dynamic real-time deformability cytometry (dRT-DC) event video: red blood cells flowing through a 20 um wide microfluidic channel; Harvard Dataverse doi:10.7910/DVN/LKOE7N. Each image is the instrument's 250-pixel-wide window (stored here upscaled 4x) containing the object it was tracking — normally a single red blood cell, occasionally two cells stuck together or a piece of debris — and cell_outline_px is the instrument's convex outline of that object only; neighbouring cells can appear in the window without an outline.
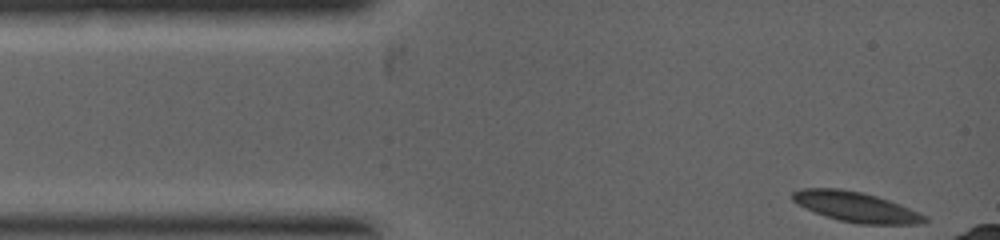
{"species": "common noctule bat (a hibernating species)", "species_latin": "Nyctalus noctula", "temperature_condition": "warm", "stored_images_in_passage": 6, "camera_frame_rate_fps": 5000, "um_per_image_px": 0.085, "animal": {"sex": "female", "body_mass_g": 19.0, "forearm_length_mm": 53.3}, "frame": {"image": 1, "passage_image": 1, "time_ms": 0.0, "image_size_px": [1000, 240], "cell_outline_px": [[928, 220], [924, 224], [860, 224], [840, 220], [824, 216], [796, 204], [792, 200], [792, 192], [800, 188], [840, 188], [860, 192], [876, 196], [900, 204], [928, 216]], "centroid_in_image_um": [72.75, 17.59], "position_along_channel_um": 12.2, "area_um2": 23.24}}